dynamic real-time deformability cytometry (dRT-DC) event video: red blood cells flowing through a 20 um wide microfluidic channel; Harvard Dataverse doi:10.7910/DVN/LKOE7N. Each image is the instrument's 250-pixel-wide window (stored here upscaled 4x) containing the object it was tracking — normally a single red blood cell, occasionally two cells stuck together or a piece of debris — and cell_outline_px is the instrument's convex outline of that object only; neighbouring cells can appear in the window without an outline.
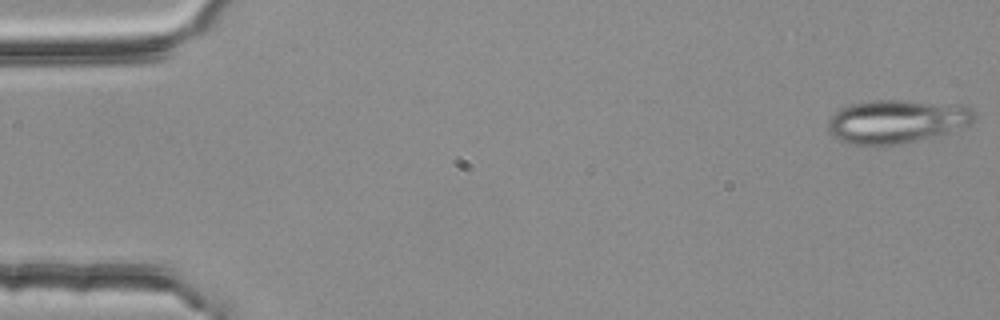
{"species": "common noctule bat (a hibernating species)", "species_latin": "Nyctalus noctula", "temperature_condition": "room temperature", "stored_images_in_passage": 4, "camera_frame_rate_fps": 3000, "um_per_image_px": 0.085, "animal": {"sex": "female", "body_mass_g": 25.1}, "frame": {"image": 1, "passage_image": 1, "time_ms": 0.0, "image_size_px": [1000, 320], "cell_outline_px": [[972, 124], [948, 132], [896, 144], [852, 144], [840, 140], [828, 132], [828, 116], [840, 108], [852, 104], [872, 100], [896, 100], [960, 104], [972, 108]], "centroid_in_image_um": [76.17, 10.29], "position_along_channel_um": 8.8, "area_um2": 36.59}}